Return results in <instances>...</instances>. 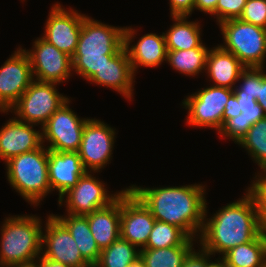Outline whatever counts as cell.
<instances>
[{"label": "cell", "instance_id": "obj_1", "mask_svg": "<svg viewBox=\"0 0 266 267\" xmlns=\"http://www.w3.org/2000/svg\"><path fill=\"white\" fill-rule=\"evenodd\" d=\"M205 186L199 183L147 188L135 184L128 188L157 221L179 227L188 237L198 239L207 204Z\"/></svg>", "mask_w": 266, "mask_h": 267}, {"label": "cell", "instance_id": "obj_2", "mask_svg": "<svg viewBox=\"0 0 266 267\" xmlns=\"http://www.w3.org/2000/svg\"><path fill=\"white\" fill-rule=\"evenodd\" d=\"M237 201L227 203L210 218L207 205L202 230L197 241L201 248L212 255H224L233 247L253 241L261 232L257 206L253 196L245 190Z\"/></svg>", "mask_w": 266, "mask_h": 267}, {"label": "cell", "instance_id": "obj_3", "mask_svg": "<svg viewBox=\"0 0 266 267\" xmlns=\"http://www.w3.org/2000/svg\"><path fill=\"white\" fill-rule=\"evenodd\" d=\"M124 27L112 26L85 16L77 48L72 56V70L88 81L124 47Z\"/></svg>", "mask_w": 266, "mask_h": 267}, {"label": "cell", "instance_id": "obj_4", "mask_svg": "<svg viewBox=\"0 0 266 267\" xmlns=\"http://www.w3.org/2000/svg\"><path fill=\"white\" fill-rule=\"evenodd\" d=\"M40 218L34 214L5 217L0 229V265L29 262L41 256L44 227Z\"/></svg>", "mask_w": 266, "mask_h": 267}, {"label": "cell", "instance_id": "obj_5", "mask_svg": "<svg viewBox=\"0 0 266 267\" xmlns=\"http://www.w3.org/2000/svg\"><path fill=\"white\" fill-rule=\"evenodd\" d=\"M6 165L7 181L12 189L33 207L51 193L48 174V149L40 148L11 157Z\"/></svg>", "mask_w": 266, "mask_h": 267}, {"label": "cell", "instance_id": "obj_6", "mask_svg": "<svg viewBox=\"0 0 266 267\" xmlns=\"http://www.w3.org/2000/svg\"><path fill=\"white\" fill-rule=\"evenodd\" d=\"M224 50L233 53L246 67H265L266 59V29L231 19L219 23Z\"/></svg>", "mask_w": 266, "mask_h": 267}, {"label": "cell", "instance_id": "obj_7", "mask_svg": "<svg viewBox=\"0 0 266 267\" xmlns=\"http://www.w3.org/2000/svg\"><path fill=\"white\" fill-rule=\"evenodd\" d=\"M58 83L33 80L8 112L15 118L42 128L48 119L69 99L56 88Z\"/></svg>", "mask_w": 266, "mask_h": 267}, {"label": "cell", "instance_id": "obj_8", "mask_svg": "<svg viewBox=\"0 0 266 267\" xmlns=\"http://www.w3.org/2000/svg\"><path fill=\"white\" fill-rule=\"evenodd\" d=\"M233 89L210 85L183 99L188 111L186 123L199 128H212L219 132L223 126V113Z\"/></svg>", "mask_w": 266, "mask_h": 267}, {"label": "cell", "instance_id": "obj_9", "mask_svg": "<svg viewBox=\"0 0 266 267\" xmlns=\"http://www.w3.org/2000/svg\"><path fill=\"white\" fill-rule=\"evenodd\" d=\"M70 98L48 119L42 130V144L55 152H78L89 118H80L70 108Z\"/></svg>", "mask_w": 266, "mask_h": 267}, {"label": "cell", "instance_id": "obj_10", "mask_svg": "<svg viewBox=\"0 0 266 267\" xmlns=\"http://www.w3.org/2000/svg\"><path fill=\"white\" fill-rule=\"evenodd\" d=\"M94 173L98 172L86 171L78 179L77 184L58 199L59 207L62 204L66 205V213L86 216L97 209L108 206L124 190L111 194L106 189V184L93 176Z\"/></svg>", "mask_w": 266, "mask_h": 267}, {"label": "cell", "instance_id": "obj_11", "mask_svg": "<svg viewBox=\"0 0 266 267\" xmlns=\"http://www.w3.org/2000/svg\"><path fill=\"white\" fill-rule=\"evenodd\" d=\"M115 130L116 128L96 118L86 121L78 150L86 171L100 172L110 164L117 134Z\"/></svg>", "mask_w": 266, "mask_h": 267}, {"label": "cell", "instance_id": "obj_12", "mask_svg": "<svg viewBox=\"0 0 266 267\" xmlns=\"http://www.w3.org/2000/svg\"><path fill=\"white\" fill-rule=\"evenodd\" d=\"M32 47L29 50L24 48V51L30 59L34 80L60 84L73 76L72 57L42 37H37Z\"/></svg>", "mask_w": 266, "mask_h": 267}, {"label": "cell", "instance_id": "obj_13", "mask_svg": "<svg viewBox=\"0 0 266 267\" xmlns=\"http://www.w3.org/2000/svg\"><path fill=\"white\" fill-rule=\"evenodd\" d=\"M48 19L45 22L44 33L41 36L60 51L72 57L76 51L83 19L86 14L77 10L64 8L56 2L50 8Z\"/></svg>", "mask_w": 266, "mask_h": 267}, {"label": "cell", "instance_id": "obj_14", "mask_svg": "<svg viewBox=\"0 0 266 267\" xmlns=\"http://www.w3.org/2000/svg\"><path fill=\"white\" fill-rule=\"evenodd\" d=\"M33 80L30 59L19 46L0 67L1 114H8Z\"/></svg>", "mask_w": 266, "mask_h": 267}, {"label": "cell", "instance_id": "obj_15", "mask_svg": "<svg viewBox=\"0 0 266 267\" xmlns=\"http://www.w3.org/2000/svg\"><path fill=\"white\" fill-rule=\"evenodd\" d=\"M155 220L142 201L125 187L121 192L120 237L138 249H143L148 242Z\"/></svg>", "mask_w": 266, "mask_h": 267}, {"label": "cell", "instance_id": "obj_16", "mask_svg": "<svg viewBox=\"0 0 266 267\" xmlns=\"http://www.w3.org/2000/svg\"><path fill=\"white\" fill-rule=\"evenodd\" d=\"M45 221V228L42 229V256L73 267L88 263L68 229L53 214H49Z\"/></svg>", "mask_w": 266, "mask_h": 267}, {"label": "cell", "instance_id": "obj_17", "mask_svg": "<svg viewBox=\"0 0 266 267\" xmlns=\"http://www.w3.org/2000/svg\"><path fill=\"white\" fill-rule=\"evenodd\" d=\"M137 31L130 26L125 27L124 30V47L135 74L138 67L154 68L160 66L164 61L166 62L168 52L164 32L160 35L156 33L142 35L136 44L132 45Z\"/></svg>", "mask_w": 266, "mask_h": 267}, {"label": "cell", "instance_id": "obj_18", "mask_svg": "<svg viewBox=\"0 0 266 267\" xmlns=\"http://www.w3.org/2000/svg\"><path fill=\"white\" fill-rule=\"evenodd\" d=\"M35 126L15 117L7 120L0 128V160L5 163L11 157L40 148L42 130L34 129Z\"/></svg>", "mask_w": 266, "mask_h": 267}, {"label": "cell", "instance_id": "obj_19", "mask_svg": "<svg viewBox=\"0 0 266 267\" xmlns=\"http://www.w3.org/2000/svg\"><path fill=\"white\" fill-rule=\"evenodd\" d=\"M136 74L133 71L128 53L123 47L97 71L88 81L118 92L129 101L134 95Z\"/></svg>", "mask_w": 266, "mask_h": 267}, {"label": "cell", "instance_id": "obj_20", "mask_svg": "<svg viewBox=\"0 0 266 267\" xmlns=\"http://www.w3.org/2000/svg\"><path fill=\"white\" fill-rule=\"evenodd\" d=\"M86 172L78 152H55L48 149V174L52 191L59 194L58 199Z\"/></svg>", "mask_w": 266, "mask_h": 267}, {"label": "cell", "instance_id": "obj_21", "mask_svg": "<svg viewBox=\"0 0 266 267\" xmlns=\"http://www.w3.org/2000/svg\"><path fill=\"white\" fill-rule=\"evenodd\" d=\"M246 67L231 52L219 44L210 48L207 56L206 76L211 85L233 89Z\"/></svg>", "mask_w": 266, "mask_h": 267}, {"label": "cell", "instance_id": "obj_22", "mask_svg": "<svg viewBox=\"0 0 266 267\" xmlns=\"http://www.w3.org/2000/svg\"><path fill=\"white\" fill-rule=\"evenodd\" d=\"M86 216L99 249L108 248L120 237L121 194L108 206Z\"/></svg>", "mask_w": 266, "mask_h": 267}, {"label": "cell", "instance_id": "obj_23", "mask_svg": "<svg viewBox=\"0 0 266 267\" xmlns=\"http://www.w3.org/2000/svg\"><path fill=\"white\" fill-rule=\"evenodd\" d=\"M174 24L164 32L167 51L208 48L203 44L199 21H189V16H171Z\"/></svg>", "mask_w": 266, "mask_h": 267}, {"label": "cell", "instance_id": "obj_24", "mask_svg": "<svg viewBox=\"0 0 266 267\" xmlns=\"http://www.w3.org/2000/svg\"><path fill=\"white\" fill-rule=\"evenodd\" d=\"M53 214L69 231L74 238L82 257L88 262H98L101 250L99 249L91 230L87 216Z\"/></svg>", "mask_w": 266, "mask_h": 267}, {"label": "cell", "instance_id": "obj_25", "mask_svg": "<svg viewBox=\"0 0 266 267\" xmlns=\"http://www.w3.org/2000/svg\"><path fill=\"white\" fill-rule=\"evenodd\" d=\"M221 258L227 267H266V236L260 233L253 241L233 247Z\"/></svg>", "mask_w": 266, "mask_h": 267}, {"label": "cell", "instance_id": "obj_26", "mask_svg": "<svg viewBox=\"0 0 266 267\" xmlns=\"http://www.w3.org/2000/svg\"><path fill=\"white\" fill-rule=\"evenodd\" d=\"M196 240L198 239L189 237L179 246L159 249L143 248L140 249V258L145 267H182L185 257L193 249Z\"/></svg>", "mask_w": 266, "mask_h": 267}, {"label": "cell", "instance_id": "obj_27", "mask_svg": "<svg viewBox=\"0 0 266 267\" xmlns=\"http://www.w3.org/2000/svg\"><path fill=\"white\" fill-rule=\"evenodd\" d=\"M209 48H193L167 52L166 63L185 76H195L206 72ZM204 71V72H203Z\"/></svg>", "mask_w": 266, "mask_h": 267}, {"label": "cell", "instance_id": "obj_28", "mask_svg": "<svg viewBox=\"0 0 266 267\" xmlns=\"http://www.w3.org/2000/svg\"><path fill=\"white\" fill-rule=\"evenodd\" d=\"M238 144L260 168L256 174L266 172V116L252 125Z\"/></svg>", "mask_w": 266, "mask_h": 267}, {"label": "cell", "instance_id": "obj_29", "mask_svg": "<svg viewBox=\"0 0 266 267\" xmlns=\"http://www.w3.org/2000/svg\"><path fill=\"white\" fill-rule=\"evenodd\" d=\"M140 257V249L119 237L108 248L101 250L99 261L101 267H127Z\"/></svg>", "mask_w": 266, "mask_h": 267}, {"label": "cell", "instance_id": "obj_30", "mask_svg": "<svg viewBox=\"0 0 266 267\" xmlns=\"http://www.w3.org/2000/svg\"><path fill=\"white\" fill-rule=\"evenodd\" d=\"M188 238L179 227L155 220L148 242L144 248L159 249L179 246Z\"/></svg>", "mask_w": 266, "mask_h": 267}, {"label": "cell", "instance_id": "obj_31", "mask_svg": "<svg viewBox=\"0 0 266 267\" xmlns=\"http://www.w3.org/2000/svg\"><path fill=\"white\" fill-rule=\"evenodd\" d=\"M242 82V84H241ZM239 86L233 88L235 96L258 97L259 91V67L245 68L237 81Z\"/></svg>", "mask_w": 266, "mask_h": 267}, {"label": "cell", "instance_id": "obj_32", "mask_svg": "<svg viewBox=\"0 0 266 267\" xmlns=\"http://www.w3.org/2000/svg\"><path fill=\"white\" fill-rule=\"evenodd\" d=\"M239 19L266 29V0H247Z\"/></svg>", "mask_w": 266, "mask_h": 267}, {"label": "cell", "instance_id": "obj_33", "mask_svg": "<svg viewBox=\"0 0 266 267\" xmlns=\"http://www.w3.org/2000/svg\"><path fill=\"white\" fill-rule=\"evenodd\" d=\"M250 128L251 125L247 124L241 114L238 117L227 119L218 133L222 138L230 139L238 144Z\"/></svg>", "mask_w": 266, "mask_h": 267}, {"label": "cell", "instance_id": "obj_34", "mask_svg": "<svg viewBox=\"0 0 266 267\" xmlns=\"http://www.w3.org/2000/svg\"><path fill=\"white\" fill-rule=\"evenodd\" d=\"M247 0H218L216 5L217 25L227 20L239 19Z\"/></svg>", "mask_w": 266, "mask_h": 267}, {"label": "cell", "instance_id": "obj_35", "mask_svg": "<svg viewBox=\"0 0 266 267\" xmlns=\"http://www.w3.org/2000/svg\"><path fill=\"white\" fill-rule=\"evenodd\" d=\"M198 248V251L193 248L188 253L184 259L182 267H206V264L210 261L213 255L201 247Z\"/></svg>", "mask_w": 266, "mask_h": 267}, {"label": "cell", "instance_id": "obj_36", "mask_svg": "<svg viewBox=\"0 0 266 267\" xmlns=\"http://www.w3.org/2000/svg\"><path fill=\"white\" fill-rule=\"evenodd\" d=\"M195 0H169L171 16H191Z\"/></svg>", "mask_w": 266, "mask_h": 267}, {"label": "cell", "instance_id": "obj_37", "mask_svg": "<svg viewBox=\"0 0 266 267\" xmlns=\"http://www.w3.org/2000/svg\"><path fill=\"white\" fill-rule=\"evenodd\" d=\"M264 69L265 67H259V91L256 101L266 116V71Z\"/></svg>", "mask_w": 266, "mask_h": 267}, {"label": "cell", "instance_id": "obj_38", "mask_svg": "<svg viewBox=\"0 0 266 267\" xmlns=\"http://www.w3.org/2000/svg\"><path fill=\"white\" fill-rule=\"evenodd\" d=\"M242 117L247 121V124L252 126L263 119L265 115L261 106L257 104L254 108L242 109Z\"/></svg>", "mask_w": 266, "mask_h": 267}, {"label": "cell", "instance_id": "obj_39", "mask_svg": "<svg viewBox=\"0 0 266 267\" xmlns=\"http://www.w3.org/2000/svg\"><path fill=\"white\" fill-rule=\"evenodd\" d=\"M240 105L238 104L237 98L234 93L229 97V100L225 106V110L223 113V123L230 118L238 117L242 114L239 112Z\"/></svg>", "mask_w": 266, "mask_h": 267}, {"label": "cell", "instance_id": "obj_40", "mask_svg": "<svg viewBox=\"0 0 266 267\" xmlns=\"http://www.w3.org/2000/svg\"><path fill=\"white\" fill-rule=\"evenodd\" d=\"M218 0H195L194 1V11L199 10L210 16H215L216 18V5Z\"/></svg>", "mask_w": 266, "mask_h": 267}, {"label": "cell", "instance_id": "obj_41", "mask_svg": "<svg viewBox=\"0 0 266 267\" xmlns=\"http://www.w3.org/2000/svg\"><path fill=\"white\" fill-rule=\"evenodd\" d=\"M236 98L240 105L239 112H242V109L254 108L258 104L255 97L236 96Z\"/></svg>", "mask_w": 266, "mask_h": 267}, {"label": "cell", "instance_id": "obj_42", "mask_svg": "<svg viewBox=\"0 0 266 267\" xmlns=\"http://www.w3.org/2000/svg\"><path fill=\"white\" fill-rule=\"evenodd\" d=\"M37 261H38L39 267H73L70 265L63 264L61 262L50 260L48 258H45L42 255L37 259Z\"/></svg>", "mask_w": 266, "mask_h": 267}, {"label": "cell", "instance_id": "obj_43", "mask_svg": "<svg viewBox=\"0 0 266 267\" xmlns=\"http://www.w3.org/2000/svg\"><path fill=\"white\" fill-rule=\"evenodd\" d=\"M206 267H227L223 259L221 257H218L216 260L212 261L210 260L207 264Z\"/></svg>", "mask_w": 266, "mask_h": 267}, {"label": "cell", "instance_id": "obj_44", "mask_svg": "<svg viewBox=\"0 0 266 267\" xmlns=\"http://www.w3.org/2000/svg\"><path fill=\"white\" fill-rule=\"evenodd\" d=\"M10 267H39V264H38L37 260H33V261H29V262L12 264V265H10Z\"/></svg>", "mask_w": 266, "mask_h": 267}, {"label": "cell", "instance_id": "obj_45", "mask_svg": "<svg viewBox=\"0 0 266 267\" xmlns=\"http://www.w3.org/2000/svg\"><path fill=\"white\" fill-rule=\"evenodd\" d=\"M127 267H145L143 260L139 257L134 262L130 263Z\"/></svg>", "mask_w": 266, "mask_h": 267}, {"label": "cell", "instance_id": "obj_46", "mask_svg": "<svg viewBox=\"0 0 266 267\" xmlns=\"http://www.w3.org/2000/svg\"><path fill=\"white\" fill-rule=\"evenodd\" d=\"M81 267H101V266L97 262H90V263H86L85 265Z\"/></svg>", "mask_w": 266, "mask_h": 267}, {"label": "cell", "instance_id": "obj_47", "mask_svg": "<svg viewBox=\"0 0 266 267\" xmlns=\"http://www.w3.org/2000/svg\"><path fill=\"white\" fill-rule=\"evenodd\" d=\"M0 267H10V265H9V266H6V265H0Z\"/></svg>", "mask_w": 266, "mask_h": 267}]
</instances>
